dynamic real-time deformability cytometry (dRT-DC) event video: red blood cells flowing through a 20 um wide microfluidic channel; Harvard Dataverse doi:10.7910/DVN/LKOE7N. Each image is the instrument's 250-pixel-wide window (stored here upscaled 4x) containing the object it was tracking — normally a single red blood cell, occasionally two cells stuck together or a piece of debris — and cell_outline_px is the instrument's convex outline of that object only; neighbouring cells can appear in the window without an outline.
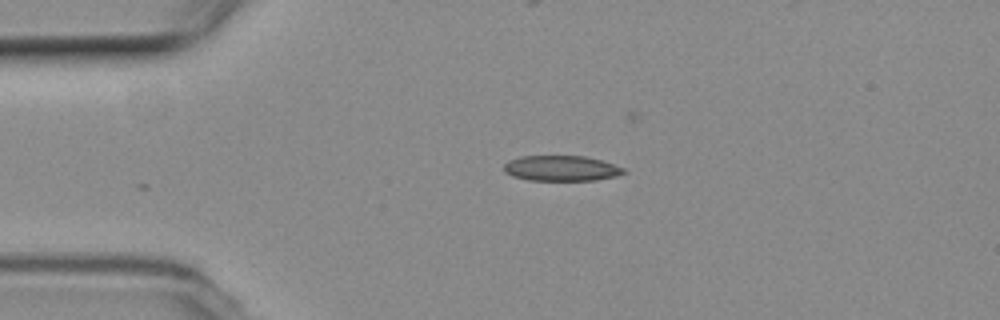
{"species": "common noctule bat (a hibernating species)", "species_latin": "Nyctalus noctula", "temperature_condition": "room temperature", "stored_images_in_passage": 37, "camera_frame_rate_fps": 3000, "um_per_image_px": 0.085, "animal": {"sex": "female", "body_mass_g": 19.3, "forearm_length_mm": 54.1}, "frame": {"image": 1, "passage_image": 1, "time_ms": 0.0, "image_size_px": [1000, 320], "cell_outline_px": [[628, 172], [616, 176], [596, 180], [528, 180], [512, 176], [504, 172], [504, 164], [508, 160], [520, 156], [584, 156], [600, 160], [624, 168]], "centroid_in_image_um": [47.69, 14.31], "position_along_channel_um": 37.3, "area_um2": 17.74}}
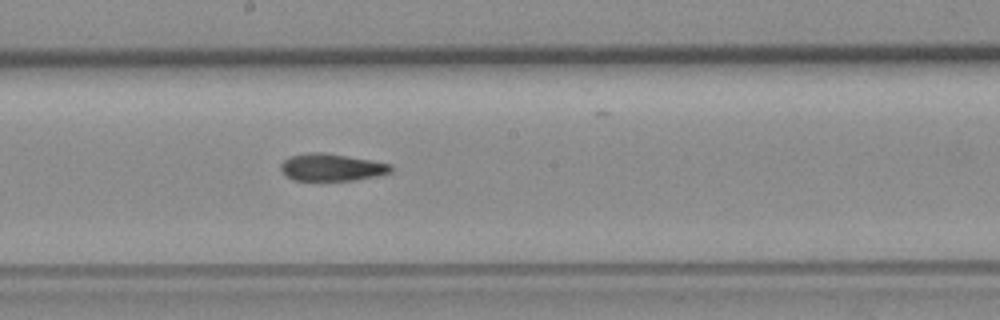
{"frame": {"image": 2, "passage_image": 18, "time_ms": 5.667, "image_size_px": [1000, 320], "cell_outline_px": [[392, 172], [380, 176], [356, 180], [292, 180], [280, 172], [280, 164], [284, 160], [292, 156], [308, 152], [324, 152], [392, 164]], "centroid_in_image_um": [28.19, 14.23], "position_along_channel_um": 220.0, "area_um2": 17.63}}
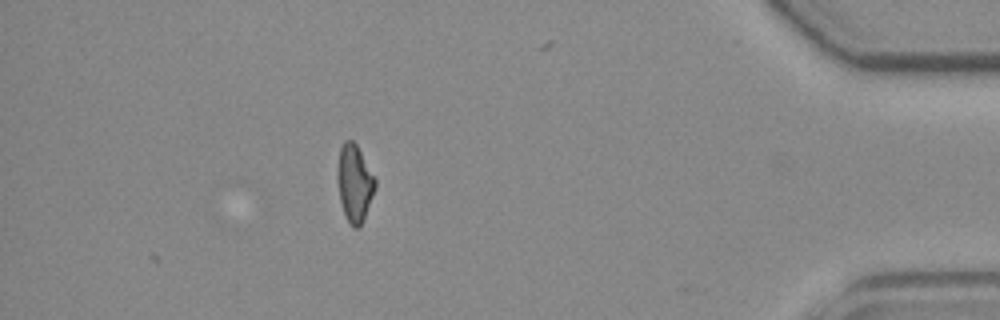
{"frame": {"image": 3, "passage_image": 37, "time_ms": 12.0, "image_size_px": [1000, 320], "cell_outline_px": [[376, 188], [364, 220], [360, 228], [352, 228], [344, 212], [340, 200], [336, 176], [336, 168], [340, 148], [344, 140], [352, 140], [356, 144], [376, 180]], "centroid_in_image_um": [30.12, 15.58], "position_along_channel_um": 405.1, "area_um2": 17.11}, "authors_computed_cell_mechanics": {"area_um2": 17.7446, "velocity_mm_per_s": 3.7522, "shape_relaxation_time_tau1_ms": null, "shape_relaxation_time_tau2_ms": 4.5112, "deformation_change_tau1": null, "deformation_change_tau2": 0.1257}}